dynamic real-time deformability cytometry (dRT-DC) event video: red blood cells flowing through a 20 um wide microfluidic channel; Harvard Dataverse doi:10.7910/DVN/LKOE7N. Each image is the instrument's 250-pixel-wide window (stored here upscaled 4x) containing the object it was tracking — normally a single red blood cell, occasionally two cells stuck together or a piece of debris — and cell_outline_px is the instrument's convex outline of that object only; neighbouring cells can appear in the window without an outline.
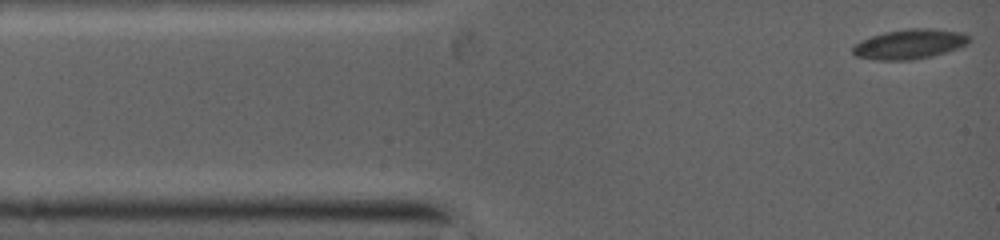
{"species": "common noctule bat (a hibernating species)", "species_latin": "Nyctalus noctula", "temperature_condition": "warm", "stored_images_in_passage": 45, "camera_frame_rate_fps": 5000, "um_per_image_px": 0.085, "animal": {"sex": "female", "body_mass_g": 19.0, "forearm_length_mm": 53.3}, "frame": {"image": 1, "passage_image": 1, "time_ms": 0.0, "image_size_px": [1000, 240], "cell_outline_px": [[968, 40], [964, 44], [956, 48], [932, 56], [912, 60], [876, 60], [856, 56], [852, 52], [852, 48], [856, 44], [872, 36], [888, 32], [912, 28], [928, 28], [960, 32], [968, 36]], "centroid_in_image_um": [77.27, 3.76], "position_along_channel_um": 7.7, "area_um2": 19.59}}
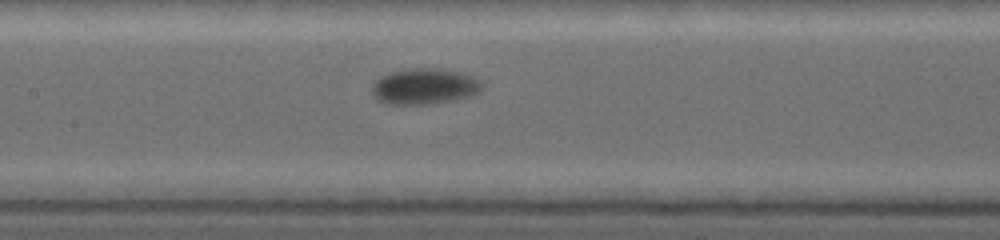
{"frame": {"image": 2, "passage_image": 20, "time_ms": 5.2, "image_size_px": [1000, 240], "cell_outline_px": [[480, 88], [476, 92], [468, 96], [416, 104], [400, 104], [380, 100], [376, 96], [372, 88], [384, 76], [392, 72], [456, 72], [472, 76], [480, 84]], "centroid_in_image_um": [36.07, 7.39], "position_along_channel_um": 171.3, "area_um2": 20.0}}
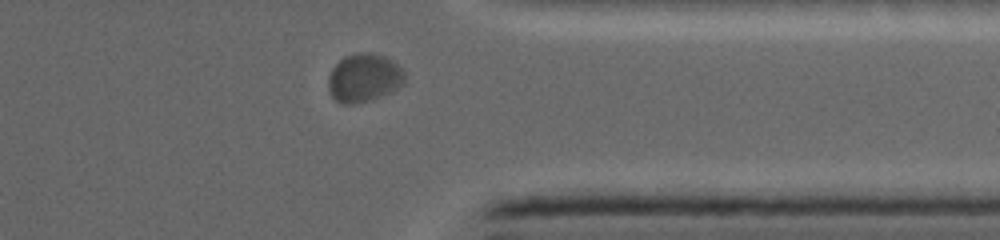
{"frame": {"image": 3, "passage_image": 39, "time_ms": 10.2, "image_size_px": [1000, 240], "cell_outline_px": [[404, 76], [400, 84], [396, 88], [376, 96], [364, 100], [336, 100], [332, 96], [328, 88], [328, 76], [332, 68], [344, 56], [364, 52], [384, 56], [396, 64], [400, 68]], "centroid_in_image_um": [30.88, 6.54], "position_along_channel_um": 380.5, "area_um2": 20.06}}